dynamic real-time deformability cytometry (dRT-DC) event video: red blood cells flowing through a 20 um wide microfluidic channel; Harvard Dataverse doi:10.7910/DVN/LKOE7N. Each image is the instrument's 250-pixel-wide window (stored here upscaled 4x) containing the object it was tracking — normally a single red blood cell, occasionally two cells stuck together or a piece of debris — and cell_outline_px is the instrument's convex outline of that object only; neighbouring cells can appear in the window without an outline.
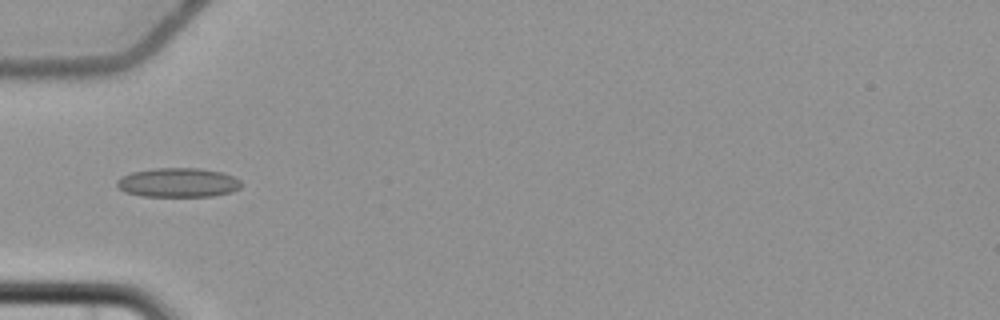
{"species": "common noctule bat (a hibernating species)", "species_latin": "Nyctalus noctula", "temperature_condition": "cold", "stored_images_in_passage": 7, "camera_frame_rate_fps": 3000, "um_per_image_px": 0.085, "animal": {"sex": "female", "body_mass_g": 22.7, "forearm_length_mm": 54.2}, "frame": {"image": 1, "passage_image": 6, "time_ms": 6.0, "image_size_px": [1000, 320], "cell_outline_px": [[240, 188], [232, 192], [212, 196], [140, 196], [124, 192], [116, 184], [116, 180], [120, 176], [132, 172], [152, 168], [200, 168], [224, 172], [240, 180]], "centroid_in_image_um": [15.11, 15.51], "position_along_channel_um": 69.9, "area_um2": 21.39}}
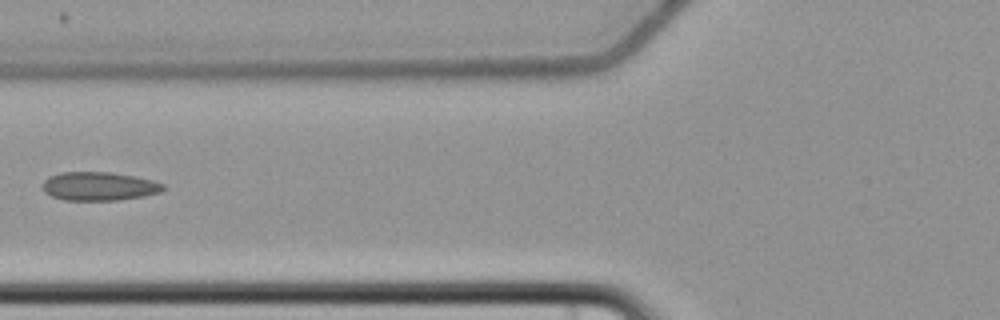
{"frame": {"image": 2, "passage_image": 7, "time_ms": 7.333, "image_size_px": [1000, 320], "cell_outline_px": [[164, 188], [160, 192], [144, 196], [116, 200], [64, 200], [52, 196], [44, 192], [44, 180], [48, 176], [60, 172], [112, 172], [136, 176], [152, 180], [164, 184]], "centroid_in_image_um": [8.42, 15.82], "position_along_channel_um": 117.4, "area_um2": 20.11}}